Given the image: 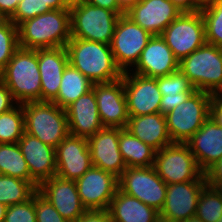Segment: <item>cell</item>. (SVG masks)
<instances>
[{"label": "cell", "mask_w": 222, "mask_h": 222, "mask_svg": "<svg viewBox=\"0 0 222 222\" xmlns=\"http://www.w3.org/2000/svg\"><path fill=\"white\" fill-rule=\"evenodd\" d=\"M69 64L92 83H109L122 78L111 46L85 39L71 38L65 46Z\"/></svg>", "instance_id": "1"}, {"label": "cell", "mask_w": 222, "mask_h": 222, "mask_svg": "<svg viewBox=\"0 0 222 222\" xmlns=\"http://www.w3.org/2000/svg\"><path fill=\"white\" fill-rule=\"evenodd\" d=\"M70 39V9L51 10L18 26L20 48L36 50L65 47Z\"/></svg>", "instance_id": "2"}, {"label": "cell", "mask_w": 222, "mask_h": 222, "mask_svg": "<svg viewBox=\"0 0 222 222\" xmlns=\"http://www.w3.org/2000/svg\"><path fill=\"white\" fill-rule=\"evenodd\" d=\"M0 80L8 87L17 104L41 101L38 49L19 47L0 72Z\"/></svg>", "instance_id": "3"}, {"label": "cell", "mask_w": 222, "mask_h": 222, "mask_svg": "<svg viewBox=\"0 0 222 222\" xmlns=\"http://www.w3.org/2000/svg\"><path fill=\"white\" fill-rule=\"evenodd\" d=\"M25 132L44 144L56 148L69 134L66 110L53 102L36 101L22 104Z\"/></svg>", "instance_id": "4"}, {"label": "cell", "mask_w": 222, "mask_h": 222, "mask_svg": "<svg viewBox=\"0 0 222 222\" xmlns=\"http://www.w3.org/2000/svg\"><path fill=\"white\" fill-rule=\"evenodd\" d=\"M196 90L217 93L222 87V47L205 43L179 62Z\"/></svg>", "instance_id": "5"}, {"label": "cell", "mask_w": 222, "mask_h": 222, "mask_svg": "<svg viewBox=\"0 0 222 222\" xmlns=\"http://www.w3.org/2000/svg\"><path fill=\"white\" fill-rule=\"evenodd\" d=\"M119 18L120 15L114 11L91 5L86 1L72 5L71 38L110 45Z\"/></svg>", "instance_id": "6"}, {"label": "cell", "mask_w": 222, "mask_h": 222, "mask_svg": "<svg viewBox=\"0 0 222 222\" xmlns=\"http://www.w3.org/2000/svg\"><path fill=\"white\" fill-rule=\"evenodd\" d=\"M211 93L194 91L186 101L165 114L172 143H186L210 116Z\"/></svg>", "instance_id": "7"}, {"label": "cell", "mask_w": 222, "mask_h": 222, "mask_svg": "<svg viewBox=\"0 0 222 222\" xmlns=\"http://www.w3.org/2000/svg\"><path fill=\"white\" fill-rule=\"evenodd\" d=\"M153 167L168 185L188 181H206L195 156L186 143H172L157 150Z\"/></svg>", "instance_id": "8"}, {"label": "cell", "mask_w": 222, "mask_h": 222, "mask_svg": "<svg viewBox=\"0 0 222 222\" xmlns=\"http://www.w3.org/2000/svg\"><path fill=\"white\" fill-rule=\"evenodd\" d=\"M180 62L206 43L203 16L200 11L183 12L160 35Z\"/></svg>", "instance_id": "9"}, {"label": "cell", "mask_w": 222, "mask_h": 222, "mask_svg": "<svg viewBox=\"0 0 222 222\" xmlns=\"http://www.w3.org/2000/svg\"><path fill=\"white\" fill-rule=\"evenodd\" d=\"M152 36L126 14L120 15L110 46L115 63L123 73L132 71L130 68L137 64Z\"/></svg>", "instance_id": "10"}, {"label": "cell", "mask_w": 222, "mask_h": 222, "mask_svg": "<svg viewBox=\"0 0 222 222\" xmlns=\"http://www.w3.org/2000/svg\"><path fill=\"white\" fill-rule=\"evenodd\" d=\"M119 189L158 212L164 206L167 184L156 173L155 168L128 167L118 178Z\"/></svg>", "instance_id": "11"}, {"label": "cell", "mask_w": 222, "mask_h": 222, "mask_svg": "<svg viewBox=\"0 0 222 222\" xmlns=\"http://www.w3.org/2000/svg\"><path fill=\"white\" fill-rule=\"evenodd\" d=\"M78 194L87 210H106L116 194L118 177L92 166L76 181Z\"/></svg>", "instance_id": "12"}, {"label": "cell", "mask_w": 222, "mask_h": 222, "mask_svg": "<svg viewBox=\"0 0 222 222\" xmlns=\"http://www.w3.org/2000/svg\"><path fill=\"white\" fill-rule=\"evenodd\" d=\"M129 116H143L160 112L162 94L157 78L145 77L130 71L122 74Z\"/></svg>", "instance_id": "13"}, {"label": "cell", "mask_w": 222, "mask_h": 222, "mask_svg": "<svg viewBox=\"0 0 222 222\" xmlns=\"http://www.w3.org/2000/svg\"><path fill=\"white\" fill-rule=\"evenodd\" d=\"M92 89L104 127L126 128L128 124L127 100L123 78L109 83H94Z\"/></svg>", "instance_id": "14"}, {"label": "cell", "mask_w": 222, "mask_h": 222, "mask_svg": "<svg viewBox=\"0 0 222 222\" xmlns=\"http://www.w3.org/2000/svg\"><path fill=\"white\" fill-rule=\"evenodd\" d=\"M56 175L76 181L93 165L88 140L68 134L55 148Z\"/></svg>", "instance_id": "15"}, {"label": "cell", "mask_w": 222, "mask_h": 222, "mask_svg": "<svg viewBox=\"0 0 222 222\" xmlns=\"http://www.w3.org/2000/svg\"><path fill=\"white\" fill-rule=\"evenodd\" d=\"M38 192L46 198L68 222H75L87 209L78 194L76 182L57 175L38 186Z\"/></svg>", "instance_id": "16"}, {"label": "cell", "mask_w": 222, "mask_h": 222, "mask_svg": "<svg viewBox=\"0 0 222 222\" xmlns=\"http://www.w3.org/2000/svg\"><path fill=\"white\" fill-rule=\"evenodd\" d=\"M87 140L92 165L119 178L127 168L119 151V128L104 127Z\"/></svg>", "instance_id": "17"}, {"label": "cell", "mask_w": 222, "mask_h": 222, "mask_svg": "<svg viewBox=\"0 0 222 222\" xmlns=\"http://www.w3.org/2000/svg\"><path fill=\"white\" fill-rule=\"evenodd\" d=\"M206 185V181L168 184L164 206L159 215L176 222L194 216L199 196Z\"/></svg>", "instance_id": "18"}, {"label": "cell", "mask_w": 222, "mask_h": 222, "mask_svg": "<svg viewBox=\"0 0 222 222\" xmlns=\"http://www.w3.org/2000/svg\"><path fill=\"white\" fill-rule=\"evenodd\" d=\"M18 145L27 163L31 182L37 187L45 180L56 176L55 148L26 132L18 141Z\"/></svg>", "instance_id": "19"}, {"label": "cell", "mask_w": 222, "mask_h": 222, "mask_svg": "<svg viewBox=\"0 0 222 222\" xmlns=\"http://www.w3.org/2000/svg\"><path fill=\"white\" fill-rule=\"evenodd\" d=\"M182 12L169 0H140L125 14L152 35H161Z\"/></svg>", "instance_id": "20"}, {"label": "cell", "mask_w": 222, "mask_h": 222, "mask_svg": "<svg viewBox=\"0 0 222 222\" xmlns=\"http://www.w3.org/2000/svg\"><path fill=\"white\" fill-rule=\"evenodd\" d=\"M179 70V61L160 35H153L143 49L133 73L158 78ZM135 71V72H134Z\"/></svg>", "instance_id": "21"}, {"label": "cell", "mask_w": 222, "mask_h": 222, "mask_svg": "<svg viewBox=\"0 0 222 222\" xmlns=\"http://www.w3.org/2000/svg\"><path fill=\"white\" fill-rule=\"evenodd\" d=\"M65 110L71 135L88 139L104 128L93 89L80 96Z\"/></svg>", "instance_id": "22"}, {"label": "cell", "mask_w": 222, "mask_h": 222, "mask_svg": "<svg viewBox=\"0 0 222 222\" xmlns=\"http://www.w3.org/2000/svg\"><path fill=\"white\" fill-rule=\"evenodd\" d=\"M68 64L65 47L38 49L41 101L52 102L57 97L62 75Z\"/></svg>", "instance_id": "23"}, {"label": "cell", "mask_w": 222, "mask_h": 222, "mask_svg": "<svg viewBox=\"0 0 222 222\" xmlns=\"http://www.w3.org/2000/svg\"><path fill=\"white\" fill-rule=\"evenodd\" d=\"M186 144L199 168L205 172L222 158V126L209 117Z\"/></svg>", "instance_id": "24"}, {"label": "cell", "mask_w": 222, "mask_h": 222, "mask_svg": "<svg viewBox=\"0 0 222 222\" xmlns=\"http://www.w3.org/2000/svg\"><path fill=\"white\" fill-rule=\"evenodd\" d=\"M126 129L156 151L172 144L165 115L160 112L143 116H129Z\"/></svg>", "instance_id": "25"}, {"label": "cell", "mask_w": 222, "mask_h": 222, "mask_svg": "<svg viewBox=\"0 0 222 222\" xmlns=\"http://www.w3.org/2000/svg\"><path fill=\"white\" fill-rule=\"evenodd\" d=\"M111 222H155L159 212L119 188L109 206Z\"/></svg>", "instance_id": "26"}, {"label": "cell", "mask_w": 222, "mask_h": 222, "mask_svg": "<svg viewBox=\"0 0 222 222\" xmlns=\"http://www.w3.org/2000/svg\"><path fill=\"white\" fill-rule=\"evenodd\" d=\"M119 151L127 168L149 167L154 164L156 150L126 128H119Z\"/></svg>", "instance_id": "27"}, {"label": "cell", "mask_w": 222, "mask_h": 222, "mask_svg": "<svg viewBox=\"0 0 222 222\" xmlns=\"http://www.w3.org/2000/svg\"><path fill=\"white\" fill-rule=\"evenodd\" d=\"M93 84L86 76L68 64L62 75L58 95L52 102L66 109L80 96L92 90Z\"/></svg>", "instance_id": "28"}, {"label": "cell", "mask_w": 222, "mask_h": 222, "mask_svg": "<svg viewBox=\"0 0 222 222\" xmlns=\"http://www.w3.org/2000/svg\"><path fill=\"white\" fill-rule=\"evenodd\" d=\"M37 191L31 181L0 174V203L6 206L27 202Z\"/></svg>", "instance_id": "29"}, {"label": "cell", "mask_w": 222, "mask_h": 222, "mask_svg": "<svg viewBox=\"0 0 222 222\" xmlns=\"http://www.w3.org/2000/svg\"><path fill=\"white\" fill-rule=\"evenodd\" d=\"M0 174L31 181V175L18 143L0 144Z\"/></svg>", "instance_id": "30"}, {"label": "cell", "mask_w": 222, "mask_h": 222, "mask_svg": "<svg viewBox=\"0 0 222 222\" xmlns=\"http://www.w3.org/2000/svg\"><path fill=\"white\" fill-rule=\"evenodd\" d=\"M25 132L22 104L0 114V144L18 143Z\"/></svg>", "instance_id": "31"}, {"label": "cell", "mask_w": 222, "mask_h": 222, "mask_svg": "<svg viewBox=\"0 0 222 222\" xmlns=\"http://www.w3.org/2000/svg\"><path fill=\"white\" fill-rule=\"evenodd\" d=\"M195 215L204 222H219L222 218V199L213 187L206 185L203 188Z\"/></svg>", "instance_id": "32"}, {"label": "cell", "mask_w": 222, "mask_h": 222, "mask_svg": "<svg viewBox=\"0 0 222 222\" xmlns=\"http://www.w3.org/2000/svg\"><path fill=\"white\" fill-rule=\"evenodd\" d=\"M200 12L204 21L206 43L222 47V0Z\"/></svg>", "instance_id": "33"}, {"label": "cell", "mask_w": 222, "mask_h": 222, "mask_svg": "<svg viewBox=\"0 0 222 222\" xmlns=\"http://www.w3.org/2000/svg\"><path fill=\"white\" fill-rule=\"evenodd\" d=\"M18 48V27L8 18H0V72Z\"/></svg>", "instance_id": "34"}, {"label": "cell", "mask_w": 222, "mask_h": 222, "mask_svg": "<svg viewBox=\"0 0 222 222\" xmlns=\"http://www.w3.org/2000/svg\"><path fill=\"white\" fill-rule=\"evenodd\" d=\"M157 85L162 95L179 96V93L196 91L190 80L180 71L157 78Z\"/></svg>", "instance_id": "35"}, {"label": "cell", "mask_w": 222, "mask_h": 222, "mask_svg": "<svg viewBox=\"0 0 222 222\" xmlns=\"http://www.w3.org/2000/svg\"><path fill=\"white\" fill-rule=\"evenodd\" d=\"M49 11L51 9L44 7L42 0H22L18 3L15 13L9 19L18 27L22 22Z\"/></svg>", "instance_id": "36"}, {"label": "cell", "mask_w": 222, "mask_h": 222, "mask_svg": "<svg viewBox=\"0 0 222 222\" xmlns=\"http://www.w3.org/2000/svg\"><path fill=\"white\" fill-rule=\"evenodd\" d=\"M4 222H37L35 194L27 202L8 206Z\"/></svg>", "instance_id": "37"}, {"label": "cell", "mask_w": 222, "mask_h": 222, "mask_svg": "<svg viewBox=\"0 0 222 222\" xmlns=\"http://www.w3.org/2000/svg\"><path fill=\"white\" fill-rule=\"evenodd\" d=\"M35 212L37 222H68L38 191L35 193Z\"/></svg>", "instance_id": "38"}, {"label": "cell", "mask_w": 222, "mask_h": 222, "mask_svg": "<svg viewBox=\"0 0 222 222\" xmlns=\"http://www.w3.org/2000/svg\"><path fill=\"white\" fill-rule=\"evenodd\" d=\"M192 93H179V96L162 95L160 102V113L165 115L172 111L177 105L186 101Z\"/></svg>", "instance_id": "39"}, {"label": "cell", "mask_w": 222, "mask_h": 222, "mask_svg": "<svg viewBox=\"0 0 222 222\" xmlns=\"http://www.w3.org/2000/svg\"><path fill=\"white\" fill-rule=\"evenodd\" d=\"M75 222H111L109 210H87Z\"/></svg>", "instance_id": "40"}, {"label": "cell", "mask_w": 222, "mask_h": 222, "mask_svg": "<svg viewBox=\"0 0 222 222\" xmlns=\"http://www.w3.org/2000/svg\"><path fill=\"white\" fill-rule=\"evenodd\" d=\"M17 105L8 87L0 80V114L5 113Z\"/></svg>", "instance_id": "41"}, {"label": "cell", "mask_w": 222, "mask_h": 222, "mask_svg": "<svg viewBox=\"0 0 222 222\" xmlns=\"http://www.w3.org/2000/svg\"><path fill=\"white\" fill-rule=\"evenodd\" d=\"M209 117L222 126V98L217 93L211 95Z\"/></svg>", "instance_id": "42"}, {"label": "cell", "mask_w": 222, "mask_h": 222, "mask_svg": "<svg viewBox=\"0 0 222 222\" xmlns=\"http://www.w3.org/2000/svg\"><path fill=\"white\" fill-rule=\"evenodd\" d=\"M206 183H222V158L204 172Z\"/></svg>", "instance_id": "43"}, {"label": "cell", "mask_w": 222, "mask_h": 222, "mask_svg": "<svg viewBox=\"0 0 222 222\" xmlns=\"http://www.w3.org/2000/svg\"><path fill=\"white\" fill-rule=\"evenodd\" d=\"M86 2L97 7L114 11L118 15L125 14V12L121 9L118 0H86Z\"/></svg>", "instance_id": "44"}, {"label": "cell", "mask_w": 222, "mask_h": 222, "mask_svg": "<svg viewBox=\"0 0 222 222\" xmlns=\"http://www.w3.org/2000/svg\"><path fill=\"white\" fill-rule=\"evenodd\" d=\"M22 0H0V18H10Z\"/></svg>", "instance_id": "45"}, {"label": "cell", "mask_w": 222, "mask_h": 222, "mask_svg": "<svg viewBox=\"0 0 222 222\" xmlns=\"http://www.w3.org/2000/svg\"><path fill=\"white\" fill-rule=\"evenodd\" d=\"M44 7H49L51 10L70 9L66 0H42Z\"/></svg>", "instance_id": "46"}, {"label": "cell", "mask_w": 222, "mask_h": 222, "mask_svg": "<svg viewBox=\"0 0 222 222\" xmlns=\"http://www.w3.org/2000/svg\"><path fill=\"white\" fill-rule=\"evenodd\" d=\"M174 4L179 11L183 12H192V0H169Z\"/></svg>", "instance_id": "47"}, {"label": "cell", "mask_w": 222, "mask_h": 222, "mask_svg": "<svg viewBox=\"0 0 222 222\" xmlns=\"http://www.w3.org/2000/svg\"><path fill=\"white\" fill-rule=\"evenodd\" d=\"M219 0H192V12L200 11Z\"/></svg>", "instance_id": "48"}, {"label": "cell", "mask_w": 222, "mask_h": 222, "mask_svg": "<svg viewBox=\"0 0 222 222\" xmlns=\"http://www.w3.org/2000/svg\"><path fill=\"white\" fill-rule=\"evenodd\" d=\"M140 0H118L121 9L127 12L132 6L136 5Z\"/></svg>", "instance_id": "49"}, {"label": "cell", "mask_w": 222, "mask_h": 222, "mask_svg": "<svg viewBox=\"0 0 222 222\" xmlns=\"http://www.w3.org/2000/svg\"><path fill=\"white\" fill-rule=\"evenodd\" d=\"M207 185L213 187L222 199V183H207Z\"/></svg>", "instance_id": "50"}, {"label": "cell", "mask_w": 222, "mask_h": 222, "mask_svg": "<svg viewBox=\"0 0 222 222\" xmlns=\"http://www.w3.org/2000/svg\"><path fill=\"white\" fill-rule=\"evenodd\" d=\"M8 206L0 203V222H4V217L6 214Z\"/></svg>", "instance_id": "51"}, {"label": "cell", "mask_w": 222, "mask_h": 222, "mask_svg": "<svg viewBox=\"0 0 222 222\" xmlns=\"http://www.w3.org/2000/svg\"><path fill=\"white\" fill-rule=\"evenodd\" d=\"M179 222H204V221L202 219H200L199 217H197L196 215H194L190 218L184 219V220L179 221Z\"/></svg>", "instance_id": "52"}, {"label": "cell", "mask_w": 222, "mask_h": 222, "mask_svg": "<svg viewBox=\"0 0 222 222\" xmlns=\"http://www.w3.org/2000/svg\"><path fill=\"white\" fill-rule=\"evenodd\" d=\"M155 222H176V221L171 220V219H167V218L159 215V216L157 217V219L155 220Z\"/></svg>", "instance_id": "53"}, {"label": "cell", "mask_w": 222, "mask_h": 222, "mask_svg": "<svg viewBox=\"0 0 222 222\" xmlns=\"http://www.w3.org/2000/svg\"><path fill=\"white\" fill-rule=\"evenodd\" d=\"M86 0H66L67 4L69 6H72V5H75V4H78V3H83L85 2Z\"/></svg>", "instance_id": "54"}, {"label": "cell", "mask_w": 222, "mask_h": 222, "mask_svg": "<svg viewBox=\"0 0 222 222\" xmlns=\"http://www.w3.org/2000/svg\"><path fill=\"white\" fill-rule=\"evenodd\" d=\"M217 94L222 98V87L218 90Z\"/></svg>", "instance_id": "55"}]
</instances>
